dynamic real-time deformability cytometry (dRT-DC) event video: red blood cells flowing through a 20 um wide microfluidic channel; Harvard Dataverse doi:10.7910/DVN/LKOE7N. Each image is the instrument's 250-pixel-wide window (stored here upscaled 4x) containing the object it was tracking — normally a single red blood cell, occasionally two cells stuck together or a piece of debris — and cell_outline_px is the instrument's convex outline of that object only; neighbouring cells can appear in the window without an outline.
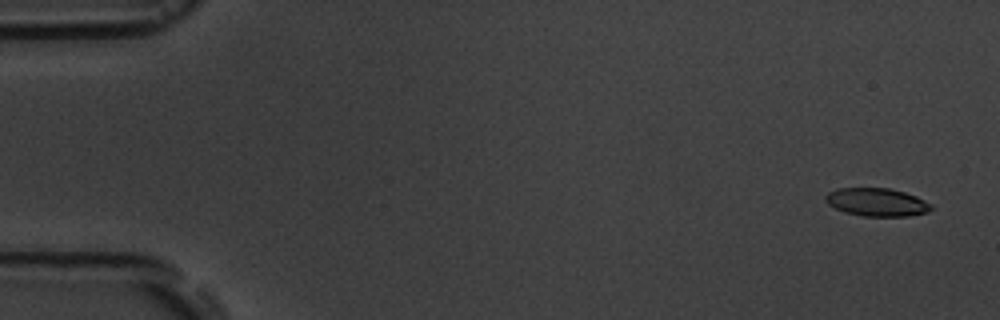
{"species": "common noctule bat (a hibernating species)", "species_latin": "Nyctalus noctula", "temperature_condition": "room temperature", "stored_images_in_passage": 5, "camera_frame_rate_fps": 3000, "um_per_image_px": 0.085, "animal": {"sex": "male", "body_mass_g": 19.5, "forearm_length_mm": 54.6}, "frame": {"image": 1, "passage_image": 1, "time_ms": 0.0, "image_size_px": [1000, 320], "cell_outline_px": [[932, 208], [928, 212], [908, 216], [864, 216], [844, 212], [828, 204], [824, 200], [824, 196], [828, 192], [836, 188], [888, 188], [904, 192], [916, 196], [932, 204]], "centroid_in_image_um": [74.51, 17.18], "position_along_channel_um": 10.5, "area_um2": 17.34}}
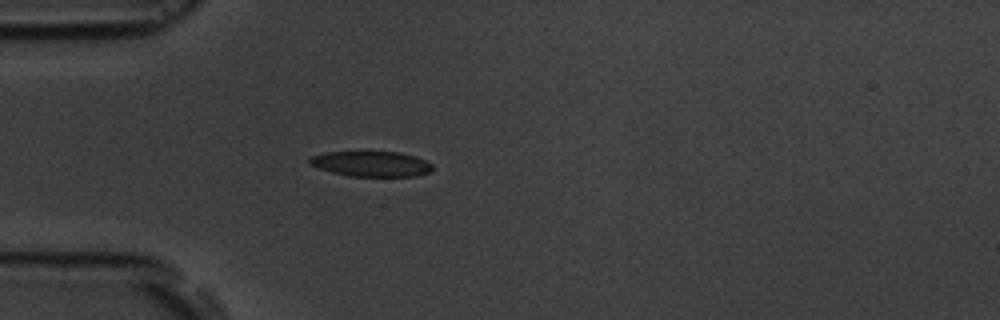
{"frame": {"image": 2, "passage_image": 5, "time_ms": 4.667, "image_size_px": [1000, 320], "cell_outline_px": [[432, 168], [428, 172], [416, 176], [352, 176], [332, 172], [308, 164], [308, 160], [312, 156], [324, 152], [400, 152], [416, 156], [432, 164]], "centroid_in_image_um": [31.55, 13.92], "position_along_channel_um": 53.5, "area_um2": 17.98}}